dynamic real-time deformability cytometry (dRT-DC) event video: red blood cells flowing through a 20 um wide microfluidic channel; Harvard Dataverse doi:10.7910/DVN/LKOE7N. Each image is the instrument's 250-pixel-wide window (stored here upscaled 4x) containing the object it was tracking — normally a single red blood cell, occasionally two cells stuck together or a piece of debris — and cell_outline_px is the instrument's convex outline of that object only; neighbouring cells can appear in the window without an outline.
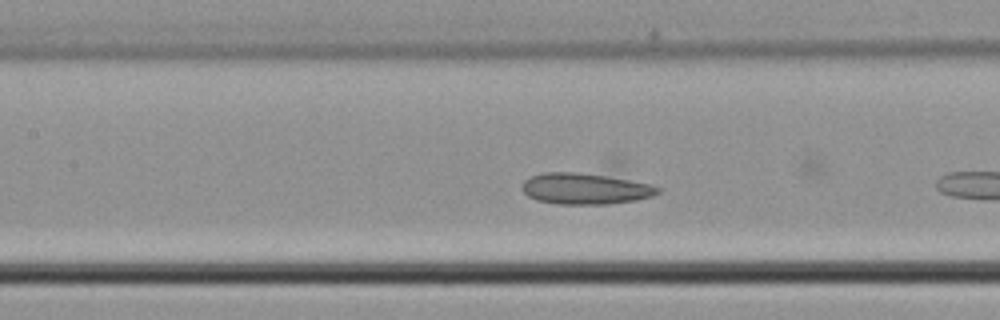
{"species": "common noctule bat (a hibernating species)", "species_latin": "Nyctalus noctula", "temperature_condition": "cold", "stored_images_in_passage": 7, "camera_frame_rate_fps": 3000, "um_per_image_px": 0.085, "animal": {"sex": "male", "body_mass_g": 21.5, "forearm_length_mm": 52.0}, "frame": {"image": 1, "passage_image": 7, "time_ms": 2.0, "image_size_px": [1000, 320], "cell_outline_px": [[660, 192], [652, 196], [636, 200], [608, 204], [556, 204], [536, 200], [528, 196], [520, 188], [524, 180], [532, 176], [544, 172], [604, 172], [648, 184], [660, 188]], "centroid_in_image_um": [49.76, 16.01], "position_along_channel_um": 157.6, "area_um2": 25.37}}